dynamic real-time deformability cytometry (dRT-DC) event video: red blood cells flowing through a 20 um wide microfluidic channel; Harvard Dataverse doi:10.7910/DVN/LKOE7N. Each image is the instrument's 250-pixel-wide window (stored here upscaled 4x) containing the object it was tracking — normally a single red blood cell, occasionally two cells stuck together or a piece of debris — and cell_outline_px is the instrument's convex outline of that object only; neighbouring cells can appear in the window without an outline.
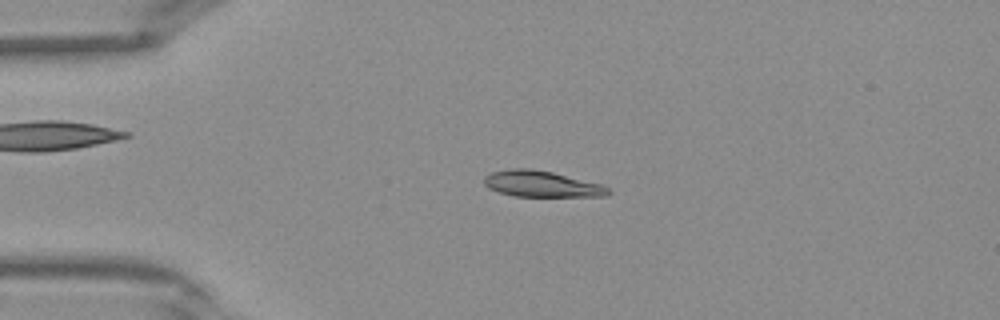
{"species": "Egyptian fruit bat (a non-hibernating species)", "species_latin": "Rousettus aegyptiacus", "temperature_condition": "warm", "stored_images_in_passage": 38, "camera_frame_rate_fps": 3000, "um_per_image_px": 0.085, "frame": {"image": 1, "passage_image": 7, "time_ms": 2.0, "image_size_px": [1000, 320], "cell_outline_px": [[612, 192], [608, 196], [512, 196], [488, 188], [484, 184], [484, 176], [492, 172], [512, 168], [528, 168], [552, 172], [600, 184], [608, 188]], "centroid_in_image_um": [46.01, 15.64], "position_along_channel_um": 39.0, "area_um2": 18.73}}
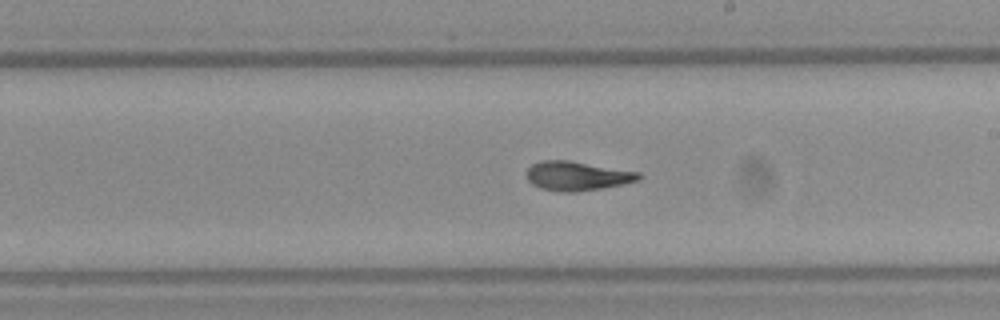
{"frame": {"image": 2, "passage_image": 21, "time_ms": 6.667, "image_size_px": [1000, 320], "cell_outline_px": [[644, 176], [640, 180], [604, 188], [576, 192], [560, 192], [540, 188], [532, 184], [528, 180], [528, 168], [532, 164], [540, 160], [568, 160], [640, 172]], "centroid_in_image_um": [49.09, 14.96], "position_along_channel_um": 239.9, "area_um2": 19.19}}
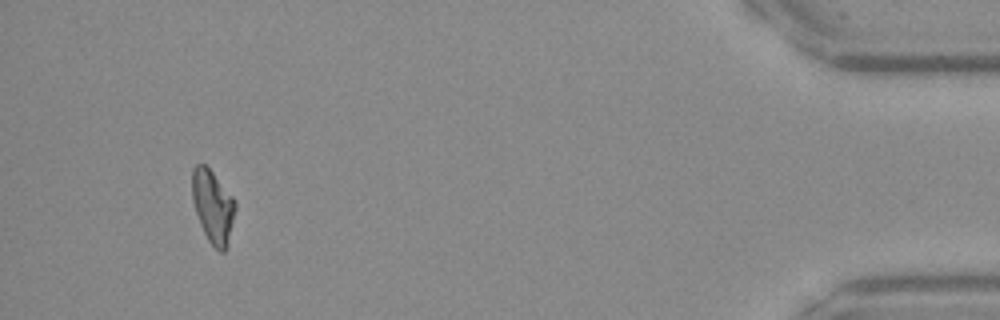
{"frame": {"image": 3, "passage_image": 36, "time_ms": 11.667, "image_size_px": [1000, 320], "cell_outline_px": [[236, 208], [228, 244], [224, 252], [220, 252], [208, 240], [200, 224], [192, 200], [192, 168], [196, 164], [204, 164], [212, 172], [236, 200]], "centroid_in_image_um": [18.1, 17.54], "position_along_channel_um": 417.1, "area_um2": 18.26}}